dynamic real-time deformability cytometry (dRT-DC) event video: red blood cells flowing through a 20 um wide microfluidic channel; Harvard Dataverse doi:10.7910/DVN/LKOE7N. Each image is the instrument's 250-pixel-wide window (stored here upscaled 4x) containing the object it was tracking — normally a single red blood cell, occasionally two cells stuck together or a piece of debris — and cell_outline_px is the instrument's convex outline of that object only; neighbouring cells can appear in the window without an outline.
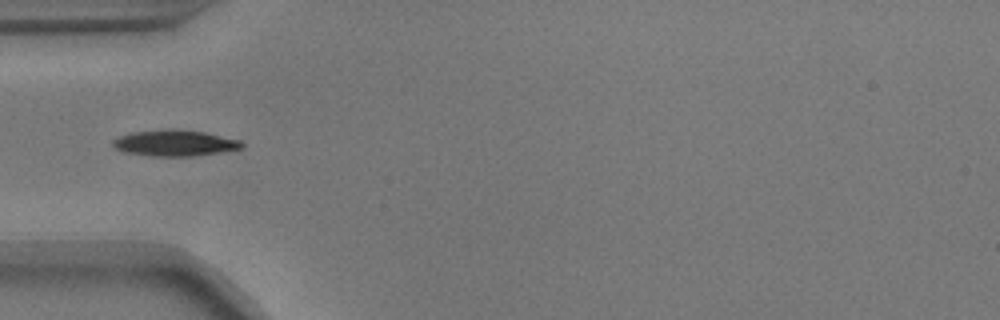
{"species": "common noctule bat (a hibernating species)", "species_latin": "Nyctalus noctula", "temperature_condition": "warm", "stored_images_in_passage": 37, "camera_frame_rate_fps": 3000, "um_per_image_px": 0.085, "animal": {"sex": "male", "body_mass_g": 17.9}, "frame": {"image": 1, "passage_image": 1, "time_ms": 0.0, "image_size_px": [1000, 320], "cell_outline_px": [[244, 144], [240, 148], [192, 156], [156, 156], [128, 152], [116, 148], [112, 144], [112, 140], [120, 136], [132, 132], [204, 132], [240, 140]], "centroid_in_image_um": [14.86, 12.2], "position_along_channel_um": 70.1, "area_um2": 18.15}}
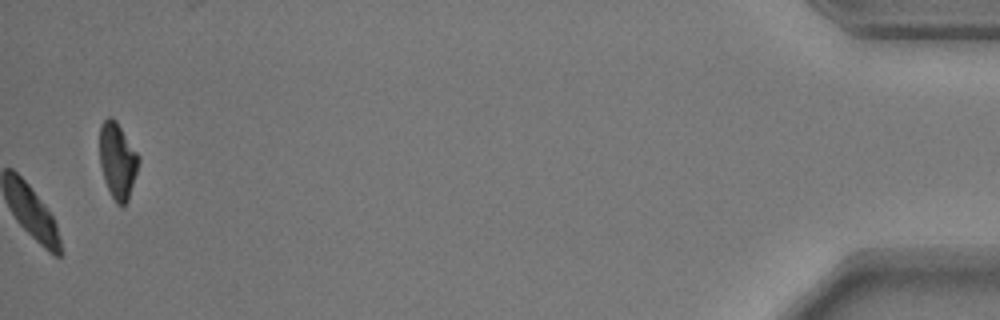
{"frame": {"image": 2, "passage_image": 37, "time_ms": 12.0, "image_size_px": [1000, 320], "cell_outline_px": [[140, 160], [128, 200], [124, 204], [116, 204], [108, 188], [100, 164], [100, 124], [108, 116], [112, 116], [116, 120], [140, 156]], "centroid_in_image_um": [10.0, 13.6], "position_along_channel_um": 425.2, "area_um2": 17.11}, "authors_computed_cell_mechanics": {"area_um2": 19.363, "velocity_mm_per_s": 3.6165, "shape_relaxation_time_tau1_ms": 1.2474, "shape_relaxation_time_tau2_ms": null, "deformation_change_tau1": 0.0542, "deformation_change_tau2": null}}